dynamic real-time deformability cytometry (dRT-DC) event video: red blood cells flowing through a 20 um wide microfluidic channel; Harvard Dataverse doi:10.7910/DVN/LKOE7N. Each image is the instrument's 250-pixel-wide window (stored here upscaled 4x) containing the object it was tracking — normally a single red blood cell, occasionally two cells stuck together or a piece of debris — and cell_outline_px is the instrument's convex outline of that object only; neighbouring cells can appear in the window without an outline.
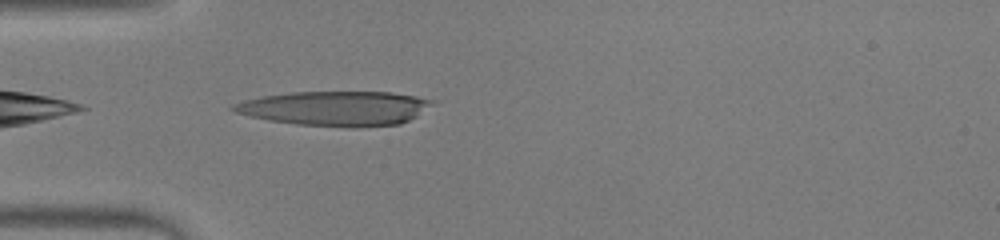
{"species": "human", "species_latin": "Homo sapiens", "temperature_condition": "warm", "stored_images_in_passage": 28, "camera_frame_rate_fps": 3000, "um_per_image_px": 0.085, "donor": {"sex": "male"}, "frame": {"image": 1, "passage_image": 1, "time_ms": 0.0, "image_size_px": [1000, 240], "cell_outline_px": [[436, 100], [432, 104], [416, 116], [400, 124], [356, 128], [352, 128], [296, 124], [268, 120], [236, 112], [228, 108], [232, 104], [244, 100], [260, 96], [292, 92], [392, 92], [416, 96]], "centroid_in_image_um": [28.5, 9.21], "position_along_channel_um": 56.5, "area_um2": 40.23}}
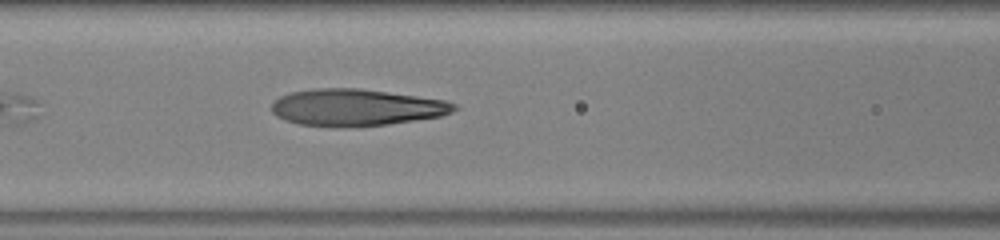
{"frame": {"image": 2, "passage_image": 7, "time_ms": 2.0, "image_size_px": [1000, 240], "cell_outline_px": [[460, 108], [452, 112], [440, 116], [388, 124], [344, 128], [332, 128], [300, 124], [284, 120], [276, 116], [272, 112], [272, 104], [280, 96], [292, 92], [316, 88], [360, 88], [448, 100], [456, 104]], "centroid_in_image_um": [30.3, 9.14], "position_along_channel_um": 136.3, "area_um2": 39.59}}
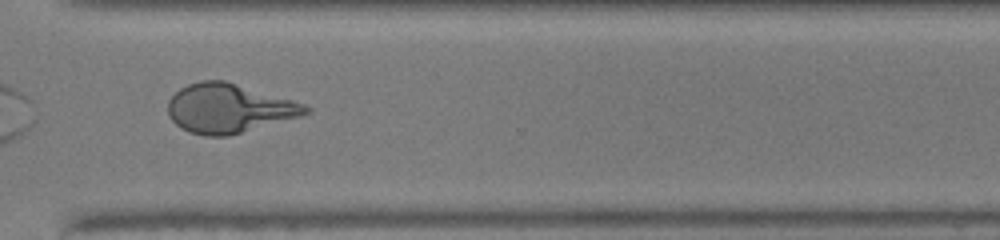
{"frame": {"image": 3, "passage_image": 22, "time_ms": 7.0, "image_size_px": [1000, 240], "cell_outline_px": [[312, 112], [300, 116], [228, 136], [204, 136], [180, 128], [168, 116], [168, 100], [180, 88], [188, 84], [200, 80], [224, 80], [292, 100], [304, 104], [312, 108]], "centroid_in_image_um": [19.44, 9.21], "position_along_channel_um": 351.2, "area_um2": 39.19}, "authors_computed_cell_mechanics": {"area_um2": 39.1884, "velocity_mm_per_s": 4.2992, "shape_relaxation_time_tau1_ms": 5.6591, "shape_relaxation_time_tau2_ms": 1.0818, "deformation_change_tau1": 0.3257, "deformation_change_tau2": 0.1003}}